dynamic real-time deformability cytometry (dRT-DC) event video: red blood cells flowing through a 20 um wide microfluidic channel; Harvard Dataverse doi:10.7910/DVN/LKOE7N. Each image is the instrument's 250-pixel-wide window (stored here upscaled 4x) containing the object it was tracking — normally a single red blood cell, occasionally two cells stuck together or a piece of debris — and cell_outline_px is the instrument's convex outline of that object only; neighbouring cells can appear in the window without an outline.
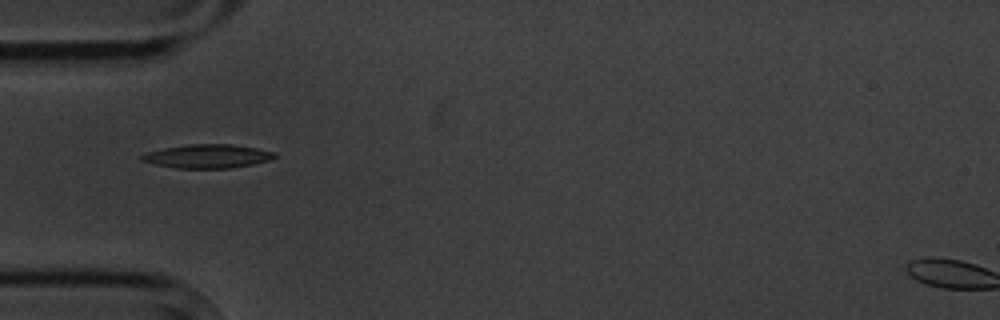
{"species": "common noctule bat (a hibernating species)", "species_latin": "Nyctalus noctula", "temperature_condition": "cold", "stored_images_in_passage": 11, "camera_frame_rate_fps": 3000, "um_per_image_px": 0.085, "animal": {"sex": "male", "body_mass_g": 20.1, "forearm_length_mm": 53.5}, "frame": {"image": 1, "passage_image": 1, "time_ms": 0.0, "image_size_px": [1000, 320], "cell_outline_px": [[276, 156], [268, 160], [252, 164], [228, 168], [176, 168], [156, 164], [140, 160], [140, 156], [148, 152], [164, 148], [188, 144], [232, 144], [256, 148], [276, 152]], "centroid_in_image_um": [17.63, 13.27], "position_along_channel_um": 67.4, "area_um2": 18.15}}
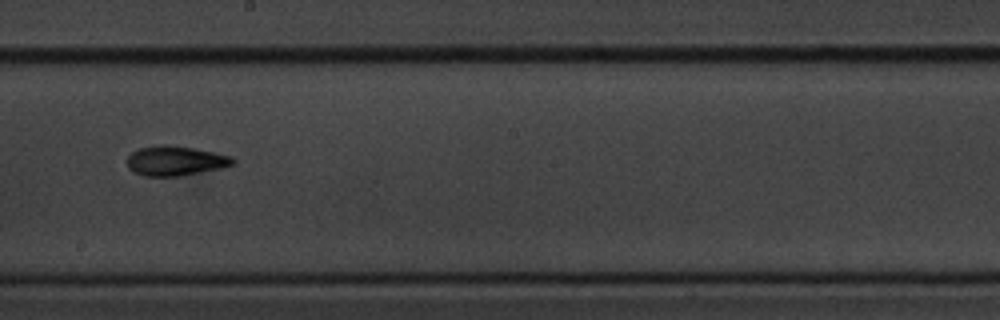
{"frame": {"image": 2, "passage_image": 5, "time_ms": 4.667, "image_size_px": [1000, 320], "cell_outline_px": [[236, 160], [232, 164], [224, 168], [180, 176], [144, 176], [128, 168], [128, 156], [132, 152], [140, 148], [156, 144], [164, 144], [192, 148], [216, 152], [232, 156]], "centroid_in_image_um": [14.94, 13.66], "position_along_channel_um": 233.3, "area_um2": 18.38}}
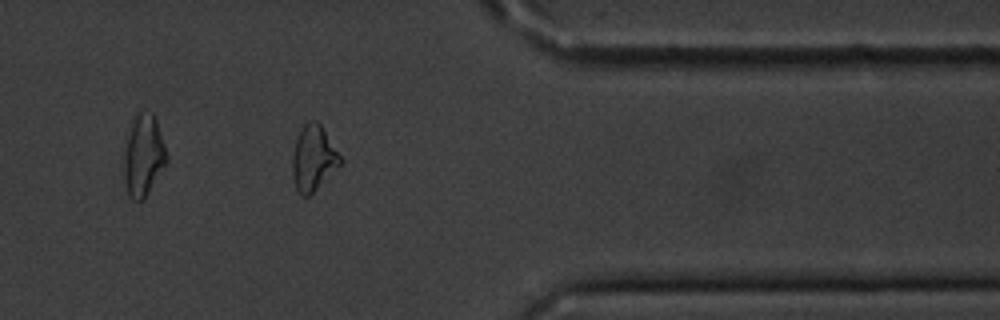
{"frame": {"image": 3, "passage_image": 9, "time_ms": 9.333, "image_size_px": [1000, 320], "cell_outline_px": [[344, 164], [308, 196], [300, 196], [296, 188], [292, 172], [292, 156], [296, 140], [304, 124], [308, 120], [316, 120], [320, 124], [344, 160]], "centroid_in_image_um": [26.67, 13.46], "position_along_channel_um": 384.7, "area_um2": 18.38}, "authors_computed_cell_mechanics": {"area_um2": 18.1492, "velocity_mm_per_s": 3.5365, "shape_relaxation_time_tau1_ms": 2.6782, "shape_relaxation_time_tau2_ms": 8.3941, "deformation_change_tau1": 0.1306, "deformation_change_tau2": 0.1618}}